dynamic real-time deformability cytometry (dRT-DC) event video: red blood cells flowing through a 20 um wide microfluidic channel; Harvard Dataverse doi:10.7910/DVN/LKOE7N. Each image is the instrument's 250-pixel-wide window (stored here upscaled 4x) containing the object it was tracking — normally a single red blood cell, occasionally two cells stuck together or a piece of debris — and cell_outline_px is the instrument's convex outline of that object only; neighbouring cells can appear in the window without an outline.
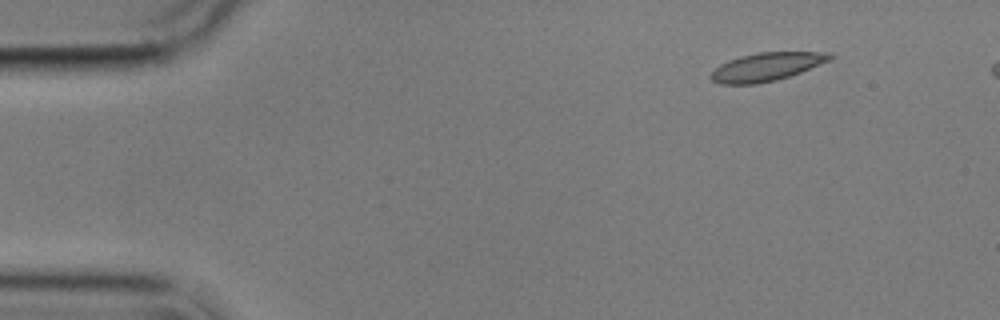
{"species": "common noctule bat (a hibernating species)", "species_latin": "Nyctalus noctula", "temperature_condition": "cold", "stored_images_in_passage": 6, "camera_frame_rate_fps": 3000, "um_per_image_px": 0.085, "animal": {"sex": "male", "body_mass_g": 17.9}, "frame": {"image": 1, "passage_image": 2, "time_ms": 1.333, "image_size_px": [1000, 320], "cell_outline_px": [[836, 56], [828, 60], [800, 72], [776, 80], [756, 84], [720, 84], [712, 80], [708, 76], [720, 64], [728, 60], [740, 56], [756, 52], [832, 52]], "centroid_in_image_um": [65.13, 5.67], "position_along_channel_um": 19.9, "area_um2": 19.54}}